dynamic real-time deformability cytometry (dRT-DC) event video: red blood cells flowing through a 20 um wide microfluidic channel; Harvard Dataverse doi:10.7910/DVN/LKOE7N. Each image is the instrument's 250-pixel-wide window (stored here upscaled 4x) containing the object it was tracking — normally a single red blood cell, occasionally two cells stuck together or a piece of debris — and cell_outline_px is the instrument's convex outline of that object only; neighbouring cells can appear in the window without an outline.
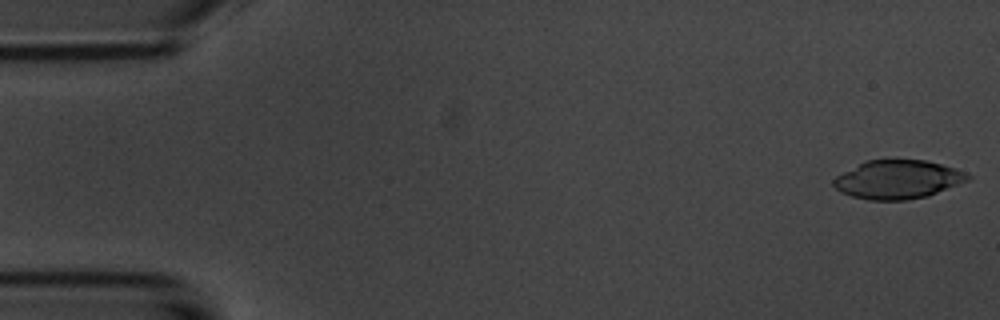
{"species": "common noctule bat (a hibernating species)", "species_latin": "Nyctalus noctula", "temperature_condition": "room temperature", "stored_images_in_passage": 11, "camera_frame_rate_fps": 3000, "um_per_image_px": 0.085, "animal": {"sex": "male", "body_mass_g": 20.1, "forearm_length_mm": 53.5}, "frame": {"image": 1, "passage_image": 1, "time_ms": 0.0, "image_size_px": [1000, 320], "cell_outline_px": [[972, 180], [928, 196], [904, 200], [868, 200], [852, 196], [840, 192], [832, 184], [832, 180], [836, 176], [864, 160], [928, 160], [956, 168], [968, 172], [972, 176]], "centroid_in_image_um": [76.36, 15.25], "position_along_channel_um": 8.6, "area_um2": 30.63}}